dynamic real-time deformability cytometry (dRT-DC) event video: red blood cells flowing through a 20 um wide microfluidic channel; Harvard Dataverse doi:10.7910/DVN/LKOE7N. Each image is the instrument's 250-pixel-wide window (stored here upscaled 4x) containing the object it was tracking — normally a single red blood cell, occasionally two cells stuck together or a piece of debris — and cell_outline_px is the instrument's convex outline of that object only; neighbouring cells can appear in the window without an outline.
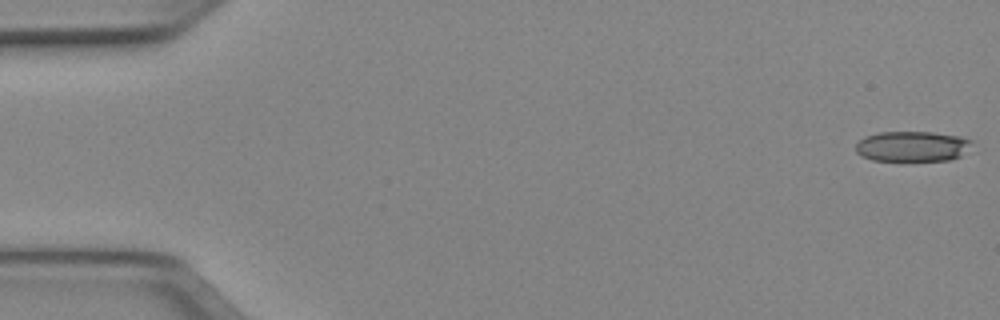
{"species": "Egyptian fruit bat (a non-hibernating species)", "species_latin": "Rousettus aegyptiacus", "temperature_condition": "cold", "stored_images_in_passage": 51, "camera_frame_rate_fps": 3000, "um_per_image_px": 0.085, "animal": {"sex": "female"}, "frame": {"image": 1, "passage_image": 1, "time_ms": 0.0, "image_size_px": [1000, 320], "cell_outline_px": [[972, 140], [960, 156], [948, 160], [872, 160], [856, 152], [856, 144], [864, 136], [876, 132], [932, 132], [960, 136]], "centroid_in_image_um": [77.49, 12.42], "position_along_channel_um": 7.5, "area_um2": 20.23}}
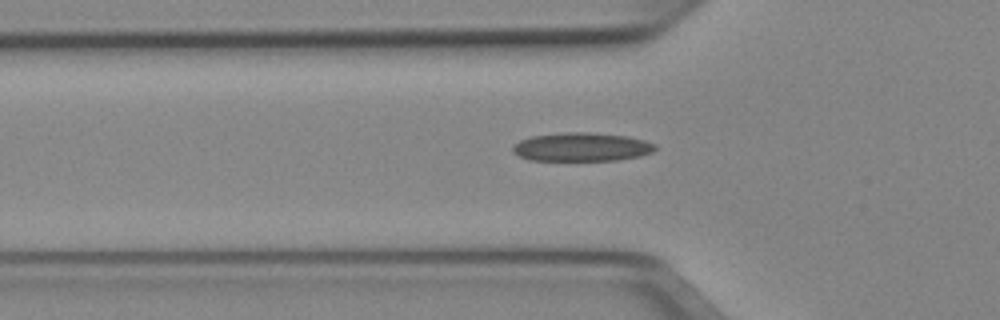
{"frame": {"image": 2, "passage_image": 17, "time_ms": 5.333, "image_size_px": [1000, 320], "cell_outline_px": [[656, 148], [652, 152], [640, 156], [620, 160], [528, 160], [512, 152], [512, 148], [520, 140], [532, 136], [568, 132], [588, 132], [628, 136], [644, 140], [656, 144]], "centroid_in_image_um": [49.46, 12.49], "position_along_channel_um": 76.3, "area_um2": 23.7}}
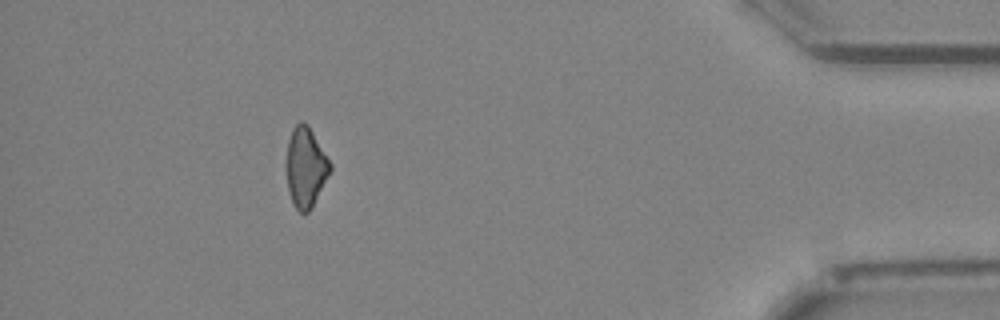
{"frame": {"image": 3, "passage_image": 46, "time_ms": 15.0, "image_size_px": [1000, 320], "cell_outline_px": [[332, 168], [312, 208], [308, 212], [300, 212], [292, 204], [288, 192], [284, 164], [288, 140], [292, 128], [300, 120], [308, 124], [332, 164]], "centroid_in_image_um": [25.94, 14.21], "position_along_channel_um": 409.3, "area_um2": 20.92}}